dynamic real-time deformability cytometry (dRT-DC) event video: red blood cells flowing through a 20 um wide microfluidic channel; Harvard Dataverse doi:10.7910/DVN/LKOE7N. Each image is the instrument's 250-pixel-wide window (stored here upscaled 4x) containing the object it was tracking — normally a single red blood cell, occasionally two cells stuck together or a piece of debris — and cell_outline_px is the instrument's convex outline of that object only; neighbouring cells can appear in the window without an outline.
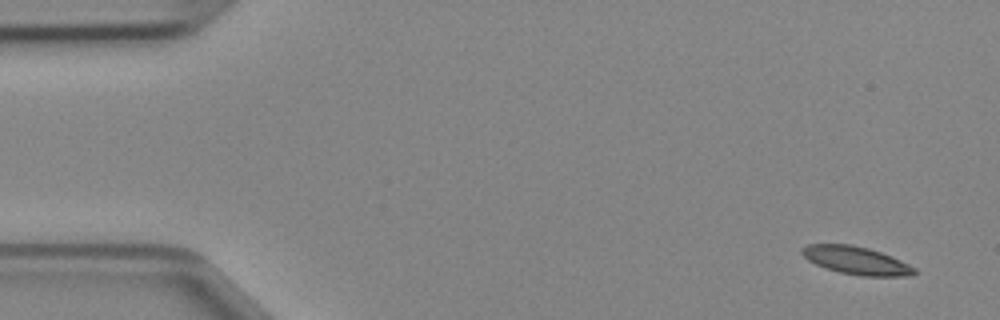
{"species": "Egyptian fruit bat (a non-hibernating species)", "species_latin": "Rousettus aegyptiacus", "temperature_condition": "cold", "stored_images_in_passage": 12, "camera_frame_rate_fps": 3000, "um_per_image_px": 0.085, "animal": {"sex": "female"}, "frame": {"image": 1, "passage_image": 1, "time_ms": 0.0, "image_size_px": [1000, 320], "cell_outline_px": [[916, 272], [912, 276], [860, 276], [840, 272], [816, 264], [808, 260], [800, 252], [808, 244], [852, 244], [868, 248], [880, 252], [900, 260], [916, 268]], "centroid_in_image_um": [72.8, 22.14], "position_along_channel_um": 12.2, "area_um2": 18.09}}
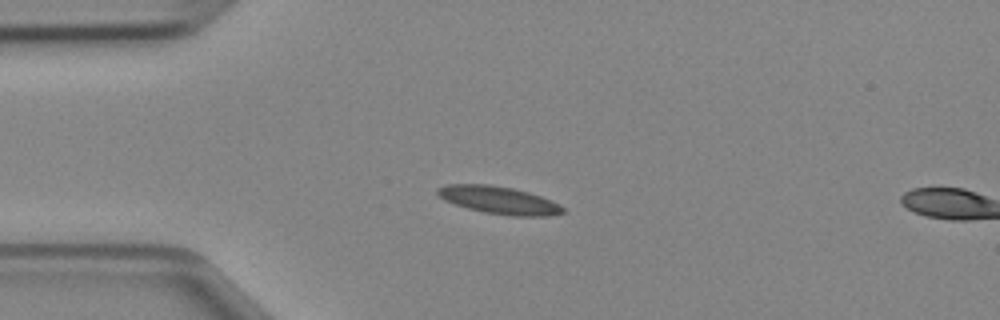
{"frame": {"image": 2, "passage_image": 10, "time_ms": 3.0, "image_size_px": [1000, 320], "cell_outline_px": [[564, 212], [548, 216], [508, 216], [484, 212], [468, 208], [444, 200], [436, 192], [436, 188], [448, 184], [488, 184], [512, 188], [528, 192], [540, 196], [560, 204], [564, 208]], "centroid_in_image_um": [42.41, 17.01], "position_along_channel_um": 42.6, "area_um2": 20.06}}